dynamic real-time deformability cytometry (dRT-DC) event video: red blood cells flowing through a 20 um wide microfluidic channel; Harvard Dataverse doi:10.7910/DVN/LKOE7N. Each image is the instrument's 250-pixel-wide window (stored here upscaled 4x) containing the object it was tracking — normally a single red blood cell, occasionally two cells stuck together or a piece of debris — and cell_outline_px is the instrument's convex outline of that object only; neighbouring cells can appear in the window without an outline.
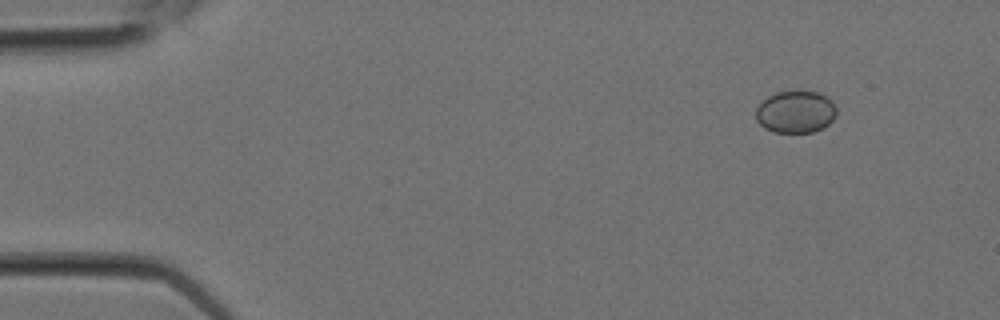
{"species": "Egyptian fruit bat (a non-hibernating species)", "species_latin": "Rousettus aegyptiacus", "temperature_condition": "room temperature", "stored_images_in_passage": 2, "camera_frame_rate_fps": 3000, "um_per_image_px": 0.085, "animal": {"sex": "female"}, "frame": {"image": 1, "passage_image": 1, "time_ms": 0.0, "image_size_px": [1000, 320], "cell_outline_px": [[836, 116], [824, 128], [812, 132], [772, 132], [764, 128], [756, 120], [756, 108], [760, 100], [776, 92], [820, 92], [828, 96], [832, 100], [836, 108]], "centroid_in_image_um": [67.62, 9.51], "position_along_channel_um": 17.4, "area_um2": 20.06}}